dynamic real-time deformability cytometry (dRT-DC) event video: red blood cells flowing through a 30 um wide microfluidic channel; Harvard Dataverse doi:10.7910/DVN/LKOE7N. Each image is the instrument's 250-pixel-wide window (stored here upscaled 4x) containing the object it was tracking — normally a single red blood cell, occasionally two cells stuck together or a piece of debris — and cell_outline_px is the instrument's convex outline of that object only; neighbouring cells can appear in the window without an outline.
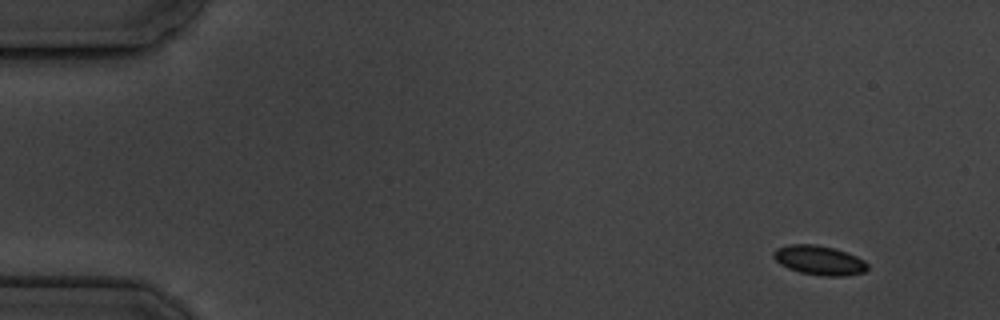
{"species": "common noctule bat (a hibernating species)", "species_latin": "Nyctalus noctula", "temperature_condition": "cold", "stored_images_in_passage": 4, "camera_frame_rate_fps": 3000, "um_per_image_px": 0.085, "animal": {"sex": "male", "body_mass_g": 19.5, "forearm_length_mm": 54.6}, "frame": {"image": 1, "passage_image": 1, "time_ms": 0.0, "image_size_px": [1000, 320], "cell_outline_px": [[868, 268], [864, 272], [844, 276], [824, 276], [800, 272], [788, 268], [780, 264], [772, 256], [772, 252], [776, 248], [788, 244], [816, 244], [832, 248], [856, 256], [864, 260], [868, 264]], "centroid_in_image_um": [69.61, 22.12], "position_along_channel_um": 15.4, "area_um2": 16.07}}
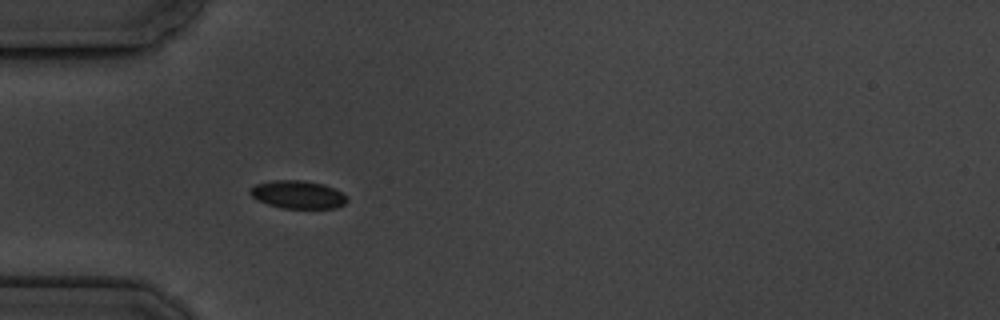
{"frame": {"image": 2, "passage_image": 4, "time_ms": 4.333, "image_size_px": [1000, 320], "cell_outline_px": [[348, 200], [344, 204], [336, 208], [280, 208], [256, 200], [248, 192], [248, 188], [256, 184], [272, 180], [304, 180], [324, 184], [340, 192]], "centroid_in_image_um": [25.25, 16.53], "position_along_channel_um": 59.7, "area_um2": 15.84}}